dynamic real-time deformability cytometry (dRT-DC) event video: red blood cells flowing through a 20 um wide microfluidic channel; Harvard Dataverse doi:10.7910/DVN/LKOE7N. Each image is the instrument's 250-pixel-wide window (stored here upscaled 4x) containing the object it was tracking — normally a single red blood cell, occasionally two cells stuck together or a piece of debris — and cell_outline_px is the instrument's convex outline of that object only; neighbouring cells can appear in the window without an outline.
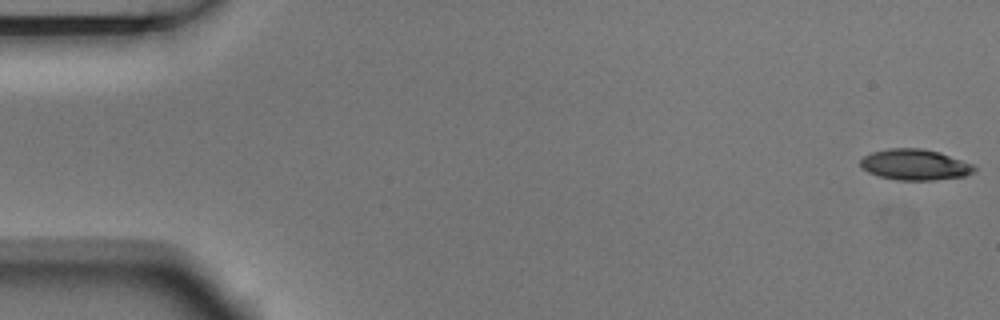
{"species": "Egyptian fruit bat (a non-hibernating species)", "species_latin": "Rousettus aegyptiacus", "temperature_condition": "room temperature", "stored_images_in_passage": 5, "camera_frame_rate_fps": 3000, "um_per_image_px": 0.085, "animal": {"sex": "male"}, "frame": {"image": 1, "passage_image": 1, "time_ms": 0.0, "image_size_px": [1000, 320], "cell_outline_px": [[976, 172], [964, 176], [932, 180], [896, 180], [880, 176], [868, 172], [860, 168], [860, 160], [864, 156], [872, 152], [888, 148], [924, 148], [940, 152], [972, 164], [976, 168]], "centroid_in_image_um": [77.75, 13.99], "position_along_channel_um": 7.2, "area_um2": 20.58}}
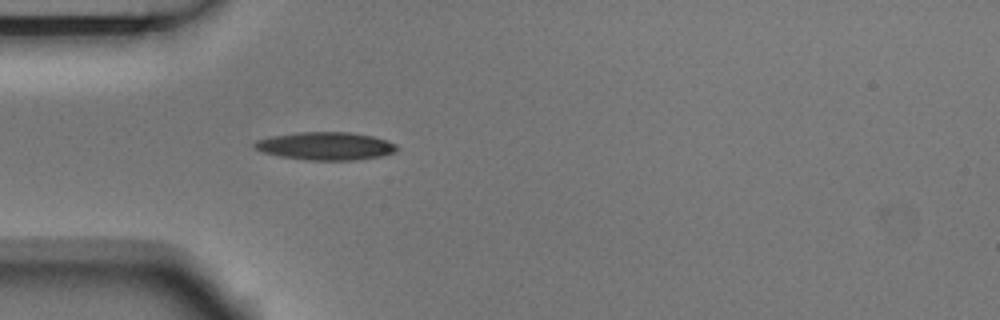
{"frame": {"image": 2, "passage_image": 5, "time_ms": 1.333, "image_size_px": [1000, 320], "cell_outline_px": [[400, 148], [396, 152], [380, 156], [352, 160], [312, 160], [280, 156], [264, 152], [256, 148], [252, 144], [256, 140], [272, 136], [296, 132], [352, 132], [372, 136], [388, 140], [396, 144]], "centroid_in_image_um": [27.72, 12.4], "position_along_channel_um": 57.3, "area_um2": 23.12}}